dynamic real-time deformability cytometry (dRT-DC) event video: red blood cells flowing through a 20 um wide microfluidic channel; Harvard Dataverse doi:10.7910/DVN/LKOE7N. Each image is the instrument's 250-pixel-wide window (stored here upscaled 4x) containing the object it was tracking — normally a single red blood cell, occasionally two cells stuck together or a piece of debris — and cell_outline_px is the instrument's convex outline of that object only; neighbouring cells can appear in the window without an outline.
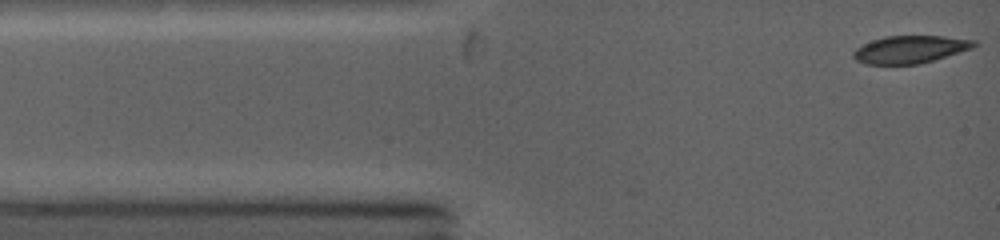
{"species": "common noctule bat (a hibernating species)", "species_latin": "Nyctalus noctula", "temperature_condition": "warm", "stored_images_in_passage": 4, "camera_frame_rate_fps": 5000, "um_per_image_px": 0.085, "animal": {"sex": "female", "body_mass_g": 19.0, "forearm_length_mm": 53.3}, "frame": {"image": 1, "passage_image": 1, "time_ms": 0.0, "image_size_px": [1000, 240], "cell_outline_px": [[980, 44], [972, 48], [932, 60], [916, 64], [868, 64], [856, 60], [852, 56], [852, 52], [856, 48], [872, 40], [888, 36], [940, 36], [976, 40]], "centroid_in_image_um": [77.36, 4.19], "position_along_channel_um": 7.6, "area_um2": 19.13}}